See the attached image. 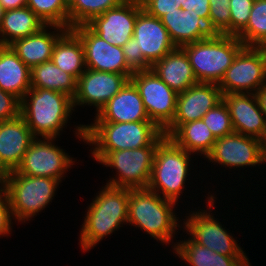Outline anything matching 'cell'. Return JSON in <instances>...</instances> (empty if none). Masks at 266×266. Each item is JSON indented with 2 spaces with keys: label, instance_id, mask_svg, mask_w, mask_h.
Here are the masks:
<instances>
[{
  "label": "cell",
  "instance_id": "cell-1",
  "mask_svg": "<svg viewBox=\"0 0 266 266\" xmlns=\"http://www.w3.org/2000/svg\"><path fill=\"white\" fill-rule=\"evenodd\" d=\"M74 127V135L92 147L91 156L98 164L111 151L158 146L166 137L152 121L91 122Z\"/></svg>",
  "mask_w": 266,
  "mask_h": 266
},
{
  "label": "cell",
  "instance_id": "cell-2",
  "mask_svg": "<svg viewBox=\"0 0 266 266\" xmlns=\"http://www.w3.org/2000/svg\"><path fill=\"white\" fill-rule=\"evenodd\" d=\"M88 205L81 225L79 245L87 252L104 237L128 224L129 189L106 184Z\"/></svg>",
  "mask_w": 266,
  "mask_h": 266
},
{
  "label": "cell",
  "instance_id": "cell-3",
  "mask_svg": "<svg viewBox=\"0 0 266 266\" xmlns=\"http://www.w3.org/2000/svg\"><path fill=\"white\" fill-rule=\"evenodd\" d=\"M175 205L148 188L129 189L127 226L138 227L162 245L172 242L173 249L176 244L173 239L182 228Z\"/></svg>",
  "mask_w": 266,
  "mask_h": 266
},
{
  "label": "cell",
  "instance_id": "cell-4",
  "mask_svg": "<svg viewBox=\"0 0 266 266\" xmlns=\"http://www.w3.org/2000/svg\"><path fill=\"white\" fill-rule=\"evenodd\" d=\"M73 112V98L57 91L31 87L21 99L20 115L35 137H60Z\"/></svg>",
  "mask_w": 266,
  "mask_h": 266
},
{
  "label": "cell",
  "instance_id": "cell-5",
  "mask_svg": "<svg viewBox=\"0 0 266 266\" xmlns=\"http://www.w3.org/2000/svg\"><path fill=\"white\" fill-rule=\"evenodd\" d=\"M59 184L51 177L27 176L15 170L2 175V187L8 196L13 220L23 224L39 215L52 203Z\"/></svg>",
  "mask_w": 266,
  "mask_h": 266
},
{
  "label": "cell",
  "instance_id": "cell-6",
  "mask_svg": "<svg viewBox=\"0 0 266 266\" xmlns=\"http://www.w3.org/2000/svg\"><path fill=\"white\" fill-rule=\"evenodd\" d=\"M243 47L237 36L213 34L181 48L186 52L198 82L219 84Z\"/></svg>",
  "mask_w": 266,
  "mask_h": 266
},
{
  "label": "cell",
  "instance_id": "cell-7",
  "mask_svg": "<svg viewBox=\"0 0 266 266\" xmlns=\"http://www.w3.org/2000/svg\"><path fill=\"white\" fill-rule=\"evenodd\" d=\"M193 154L177 146L165 137L157 146L148 189L162 198L178 203L184 193L185 182L192 164ZM191 165V166H190Z\"/></svg>",
  "mask_w": 266,
  "mask_h": 266
},
{
  "label": "cell",
  "instance_id": "cell-8",
  "mask_svg": "<svg viewBox=\"0 0 266 266\" xmlns=\"http://www.w3.org/2000/svg\"><path fill=\"white\" fill-rule=\"evenodd\" d=\"M208 193L207 209L197 211L195 209V211L187 213L186 219H182L183 226L181 230L183 233L186 231L185 234L187 233L194 243L207 247L214 252L225 256H246L240 243L238 244L237 237L235 239L232 233L226 230L224 224L222 225L220 219L215 218L212 208L217 198L210 192Z\"/></svg>",
  "mask_w": 266,
  "mask_h": 266
},
{
  "label": "cell",
  "instance_id": "cell-9",
  "mask_svg": "<svg viewBox=\"0 0 266 266\" xmlns=\"http://www.w3.org/2000/svg\"><path fill=\"white\" fill-rule=\"evenodd\" d=\"M156 148L145 146L109 152L99 163L114 168L116 175L110 177L106 184L128 189L147 188Z\"/></svg>",
  "mask_w": 266,
  "mask_h": 266
},
{
  "label": "cell",
  "instance_id": "cell-10",
  "mask_svg": "<svg viewBox=\"0 0 266 266\" xmlns=\"http://www.w3.org/2000/svg\"><path fill=\"white\" fill-rule=\"evenodd\" d=\"M266 84V52L263 47L244 46L218 84L222 94H255Z\"/></svg>",
  "mask_w": 266,
  "mask_h": 266
},
{
  "label": "cell",
  "instance_id": "cell-11",
  "mask_svg": "<svg viewBox=\"0 0 266 266\" xmlns=\"http://www.w3.org/2000/svg\"><path fill=\"white\" fill-rule=\"evenodd\" d=\"M56 140V138L36 137L15 171L22 175L51 177L60 183L63 182L66 173L70 171L68 169H71L77 160L70 157L71 155L60 146L58 147Z\"/></svg>",
  "mask_w": 266,
  "mask_h": 266
},
{
  "label": "cell",
  "instance_id": "cell-12",
  "mask_svg": "<svg viewBox=\"0 0 266 266\" xmlns=\"http://www.w3.org/2000/svg\"><path fill=\"white\" fill-rule=\"evenodd\" d=\"M130 80L140 93L150 121L164 131L173 121L178 94L151 69L134 72Z\"/></svg>",
  "mask_w": 266,
  "mask_h": 266
},
{
  "label": "cell",
  "instance_id": "cell-13",
  "mask_svg": "<svg viewBox=\"0 0 266 266\" xmlns=\"http://www.w3.org/2000/svg\"><path fill=\"white\" fill-rule=\"evenodd\" d=\"M133 37L136 38L137 71L151 69L155 62L177 48L161 20L143 9L137 14Z\"/></svg>",
  "mask_w": 266,
  "mask_h": 266
},
{
  "label": "cell",
  "instance_id": "cell-14",
  "mask_svg": "<svg viewBox=\"0 0 266 266\" xmlns=\"http://www.w3.org/2000/svg\"><path fill=\"white\" fill-rule=\"evenodd\" d=\"M206 158L225 169L260 166L264 164L262 140L233 132L217 138Z\"/></svg>",
  "mask_w": 266,
  "mask_h": 266
},
{
  "label": "cell",
  "instance_id": "cell-15",
  "mask_svg": "<svg viewBox=\"0 0 266 266\" xmlns=\"http://www.w3.org/2000/svg\"><path fill=\"white\" fill-rule=\"evenodd\" d=\"M130 79L124 74L95 71L89 68L77 79L73 97L74 109L77 106H94L95 115L115 96Z\"/></svg>",
  "mask_w": 266,
  "mask_h": 266
},
{
  "label": "cell",
  "instance_id": "cell-16",
  "mask_svg": "<svg viewBox=\"0 0 266 266\" xmlns=\"http://www.w3.org/2000/svg\"><path fill=\"white\" fill-rule=\"evenodd\" d=\"M71 30L83 44L86 68L124 74L131 78L134 72L127 66L122 47L109 44L87 25H79Z\"/></svg>",
  "mask_w": 266,
  "mask_h": 266
},
{
  "label": "cell",
  "instance_id": "cell-17",
  "mask_svg": "<svg viewBox=\"0 0 266 266\" xmlns=\"http://www.w3.org/2000/svg\"><path fill=\"white\" fill-rule=\"evenodd\" d=\"M141 10V3L123 1L86 25L109 44L122 47L133 37L137 14Z\"/></svg>",
  "mask_w": 266,
  "mask_h": 266
},
{
  "label": "cell",
  "instance_id": "cell-18",
  "mask_svg": "<svg viewBox=\"0 0 266 266\" xmlns=\"http://www.w3.org/2000/svg\"><path fill=\"white\" fill-rule=\"evenodd\" d=\"M36 137L21 115L0 121V174L16 170Z\"/></svg>",
  "mask_w": 266,
  "mask_h": 266
},
{
  "label": "cell",
  "instance_id": "cell-19",
  "mask_svg": "<svg viewBox=\"0 0 266 266\" xmlns=\"http://www.w3.org/2000/svg\"><path fill=\"white\" fill-rule=\"evenodd\" d=\"M223 100L218 84L198 82L177 95L176 112L171 124L200 120Z\"/></svg>",
  "mask_w": 266,
  "mask_h": 266
},
{
  "label": "cell",
  "instance_id": "cell-20",
  "mask_svg": "<svg viewBox=\"0 0 266 266\" xmlns=\"http://www.w3.org/2000/svg\"><path fill=\"white\" fill-rule=\"evenodd\" d=\"M234 132L262 140L266 134V120L255 94H224Z\"/></svg>",
  "mask_w": 266,
  "mask_h": 266
},
{
  "label": "cell",
  "instance_id": "cell-21",
  "mask_svg": "<svg viewBox=\"0 0 266 266\" xmlns=\"http://www.w3.org/2000/svg\"><path fill=\"white\" fill-rule=\"evenodd\" d=\"M94 117V122L150 121L140 93L131 80Z\"/></svg>",
  "mask_w": 266,
  "mask_h": 266
},
{
  "label": "cell",
  "instance_id": "cell-22",
  "mask_svg": "<svg viewBox=\"0 0 266 266\" xmlns=\"http://www.w3.org/2000/svg\"><path fill=\"white\" fill-rule=\"evenodd\" d=\"M48 28L54 31L51 32ZM67 30L58 25H45L38 32L17 39L9 46L31 69L33 66L51 60L55 43Z\"/></svg>",
  "mask_w": 266,
  "mask_h": 266
},
{
  "label": "cell",
  "instance_id": "cell-23",
  "mask_svg": "<svg viewBox=\"0 0 266 266\" xmlns=\"http://www.w3.org/2000/svg\"><path fill=\"white\" fill-rule=\"evenodd\" d=\"M176 47L200 41L213 35L208 23L194 10L176 9L160 18Z\"/></svg>",
  "mask_w": 266,
  "mask_h": 266
},
{
  "label": "cell",
  "instance_id": "cell-24",
  "mask_svg": "<svg viewBox=\"0 0 266 266\" xmlns=\"http://www.w3.org/2000/svg\"><path fill=\"white\" fill-rule=\"evenodd\" d=\"M151 70L177 94L198 83L189 58L181 47L155 62Z\"/></svg>",
  "mask_w": 266,
  "mask_h": 266
},
{
  "label": "cell",
  "instance_id": "cell-25",
  "mask_svg": "<svg viewBox=\"0 0 266 266\" xmlns=\"http://www.w3.org/2000/svg\"><path fill=\"white\" fill-rule=\"evenodd\" d=\"M177 146L203 158L209 154L217 140L202 119L184 124H170L164 131Z\"/></svg>",
  "mask_w": 266,
  "mask_h": 266
},
{
  "label": "cell",
  "instance_id": "cell-26",
  "mask_svg": "<svg viewBox=\"0 0 266 266\" xmlns=\"http://www.w3.org/2000/svg\"><path fill=\"white\" fill-rule=\"evenodd\" d=\"M30 72L10 46H0V89L21 100L31 88Z\"/></svg>",
  "mask_w": 266,
  "mask_h": 266
},
{
  "label": "cell",
  "instance_id": "cell-27",
  "mask_svg": "<svg viewBox=\"0 0 266 266\" xmlns=\"http://www.w3.org/2000/svg\"><path fill=\"white\" fill-rule=\"evenodd\" d=\"M172 250L189 266H252L248 256H225L194 243L190 238L178 240Z\"/></svg>",
  "mask_w": 266,
  "mask_h": 266
},
{
  "label": "cell",
  "instance_id": "cell-28",
  "mask_svg": "<svg viewBox=\"0 0 266 266\" xmlns=\"http://www.w3.org/2000/svg\"><path fill=\"white\" fill-rule=\"evenodd\" d=\"M45 25L27 6L6 10L0 27V46H9L17 39L38 32Z\"/></svg>",
  "mask_w": 266,
  "mask_h": 266
},
{
  "label": "cell",
  "instance_id": "cell-29",
  "mask_svg": "<svg viewBox=\"0 0 266 266\" xmlns=\"http://www.w3.org/2000/svg\"><path fill=\"white\" fill-rule=\"evenodd\" d=\"M51 60L76 80L86 70L83 44L71 29L67 30L55 43Z\"/></svg>",
  "mask_w": 266,
  "mask_h": 266
},
{
  "label": "cell",
  "instance_id": "cell-30",
  "mask_svg": "<svg viewBox=\"0 0 266 266\" xmlns=\"http://www.w3.org/2000/svg\"><path fill=\"white\" fill-rule=\"evenodd\" d=\"M31 87L57 91L74 97L77 80L62 71L52 60L33 66L30 72Z\"/></svg>",
  "mask_w": 266,
  "mask_h": 266
},
{
  "label": "cell",
  "instance_id": "cell-31",
  "mask_svg": "<svg viewBox=\"0 0 266 266\" xmlns=\"http://www.w3.org/2000/svg\"><path fill=\"white\" fill-rule=\"evenodd\" d=\"M244 46L263 47L266 44V0H255L247 26L237 35Z\"/></svg>",
  "mask_w": 266,
  "mask_h": 266
},
{
  "label": "cell",
  "instance_id": "cell-32",
  "mask_svg": "<svg viewBox=\"0 0 266 266\" xmlns=\"http://www.w3.org/2000/svg\"><path fill=\"white\" fill-rule=\"evenodd\" d=\"M124 0H75L68 9L69 29L86 25L94 17L119 6Z\"/></svg>",
  "mask_w": 266,
  "mask_h": 266
},
{
  "label": "cell",
  "instance_id": "cell-33",
  "mask_svg": "<svg viewBox=\"0 0 266 266\" xmlns=\"http://www.w3.org/2000/svg\"><path fill=\"white\" fill-rule=\"evenodd\" d=\"M26 6L46 25H58L69 30V13L62 0H27Z\"/></svg>",
  "mask_w": 266,
  "mask_h": 266
},
{
  "label": "cell",
  "instance_id": "cell-34",
  "mask_svg": "<svg viewBox=\"0 0 266 266\" xmlns=\"http://www.w3.org/2000/svg\"><path fill=\"white\" fill-rule=\"evenodd\" d=\"M201 119L216 139L234 132L229 109L224 100L209 110Z\"/></svg>",
  "mask_w": 266,
  "mask_h": 266
},
{
  "label": "cell",
  "instance_id": "cell-35",
  "mask_svg": "<svg viewBox=\"0 0 266 266\" xmlns=\"http://www.w3.org/2000/svg\"><path fill=\"white\" fill-rule=\"evenodd\" d=\"M209 28L213 34L230 35V0H209Z\"/></svg>",
  "mask_w": 266,
  "mask_h": 266
},
{
  "label": "cell",
  "instance_id": "cell-36",
  "mask_svg": "<svg viewBox=\"0 0 266 266\" xmlns=\"http://www.w3.org/2000/svg\"><path fill=\"white\" fill-rule=\"evenodd\" d=\"M255 0H230V35L237 36L248 24Z\"/></svg>",
  "mask_w": 266,
  "mask_h": 266
},
{
  "label": "cell",
  "instance_id": "cell-37",
  "mask_svg": "<svg viewBox=\"0 0 266 266\" xmlns=\"http://www.w3.org/2000/svg\"><path fill=\"white\" fill-rule=\"evenodd\" d=\"M142 9L149 15L161 18L166 13H171L181 8L180 0H143Z\"/></svg>",
  "mask_w": 266,
  "mask_h": 266
},
{
  "label": "cell",
  "instance_id": "cell-38",
  "mask_svg": "<svg viewBox=\"0 0 266 266\" xmlns=\"http://www.w3.org/2000/svg\"><path fill=\"white\" fill-rule=\"evenodd\" d=\"M21 100L12 93L0 89V121H7L20 115Z\"/></svg>",
  "mask_w": 266,
  "mask_h": 266
},
{
  "label": "cell",
  "instance_id": "cell-39",
  "mask_svg": "<svg viewBox=\"0 0 266 266\" xmlns=\"http://www.w3.org/2000/svg\"><path fill=\"white\" fill-rule=\"evenodd\" d=\"M13 216L10 209L9 199L3 187L0 188V238L7 237L12 233Z\"/></svg>",
  "mask_w": 266,
  "mask_h": 266
},
{
  "label": "cell",
  "instance_id": "cell-40",
  "mask_svg": "<svg viewBox=\"0 0 266 266\" xmlns=\"http://www.w3.org/2000/svg\"><path fill=\"white\" fill-rule=\"evenodd\" d=\"M181 9L194 10L195 14L204 19L209 26L210 4L209 0H180Z\"/></svg>",
  "mask_w": 266,
  "mask_h": 266
},
{
  "label": "cell",
  "instance_id": "cell-41",
  "mask_svg": "<svg viewBox=\"0 0 266 266\" xmlns=\"http://www.w3.org/2000/svg\"><path fill=\"white\" fill-rule=\"evenodd\" d=\"M124 57L127 63V66L133 71L137 72V47H136V38L132 37L129 41L122 46Z\"/></svg>",
  "mask_w": 266,
  "mask_h": 266
},
{
  "label": "cell",
  "instance_id": "cell-42",
  "mask_svg": "<svg viewBox=\"0 0 266 266\" xmlns=\"http://www.w3.org/2000/svg\"><path fill=\"white\" fill-rule=\"evenodd\" d=\"M0 3L2 4L3 9L6 11L26 7L27 0H0Z\"/></svg>",
  "mask_w": 266,
  "mask_h": 266
},
{
  "label": "cell",
  "instance_id": "cell-43",
  "mask_svg": "<svg viewBox=\"0 0 266 266\" xmlns=\"http://www.w3.org/2000/svg\"><path fill=\"white\" fill-rule=\"evenodd\" d=\"M256 98L259 103L260 110L262 111L266 120V84L262 86L256 93Z\"/></svg>",
  "mask_w": 266,
  "mask_h": 266
},
{
  "label": "cell",
  "instance_id": "cell-44",
  "mask_svg": "<svg viewBox=\"0 0 266 266\" xmlns=\"http://www.w3.org/2000/svg\"><path fill=\"white\" fill-rule=\"evenodd\" d=\"M64 6L69 9L74 3H75V0H62Z\"/></svg>",
  "mask_w": 266,
  "mask_h": 266
},
{
  "label": "cell",
  "instance_id": "cell-45",
  "mask_svg": "<svg viewBox=\"0 0 266 266\" xmlns=\"http://www.w3.org/2000/svg\"><path fill=\"white\" fill-rule=\"evenodd\" d=\"M5 10L2 7V4L0 3V27L2 24V19H3V15H4Z\"/></svg>",
  "mask_w": 266,
  "mask_h": 266
},
{
  "label": "cell",
  "instance_id": "cell-46",
  "mask_svg": "<svg viewBox=\"0 0 266 266\" xmlns=\"http://www.w3.org/2000/svg\"><path fill=\"white\" fill-rule=\"evenodd\" d=\"M263 153H264V163H266V142H262Z\"/></svg>",
  "mask_w": 266,
  "mask_h": 266
},
{
  "label": "cell",
  "instance_id": "cell-47",
  "mask_svg": "<svg viewBox=\"0 0 266 266\" xmlns=\"http://www.w3.org/2000/svg\"><path fill=\"white\" fill-rule=\"evenodd\" d=\"M124 1H130V2H138V3H141L143 0H124Z\"/></svg>",
  "mask_w": 266,
  "mask_h": 266
},
{
  "label": "cell",
  "instance_id": "cell-48",
  "mask_svg": "<svg viewBox=\"0 0 266 266\" xmlns=\"http://www.w3.org/2000/svg\"><path fill=\"white\" fill-rule=\"evenodd\" d=\"M2 187V175L0 174V188Z\"/></svg>",
  "mask_w": 266,
  "mask_h": 266
},
{
  "label": "cell",
  "instance_id": "cell-49",
  "mask_svg": "<svg viewBox=\"0 0 266 266\" xmlns=\"http://www.w3.org/2000/svg\"><path fill=\"white\" fill-rule=\"evenodd\" d=\"M262 142H266V134H265L264 138L262 139Z\"/></svg>",
  "mask_w": 266,
  "mask_h": 266
}]
</instances>
